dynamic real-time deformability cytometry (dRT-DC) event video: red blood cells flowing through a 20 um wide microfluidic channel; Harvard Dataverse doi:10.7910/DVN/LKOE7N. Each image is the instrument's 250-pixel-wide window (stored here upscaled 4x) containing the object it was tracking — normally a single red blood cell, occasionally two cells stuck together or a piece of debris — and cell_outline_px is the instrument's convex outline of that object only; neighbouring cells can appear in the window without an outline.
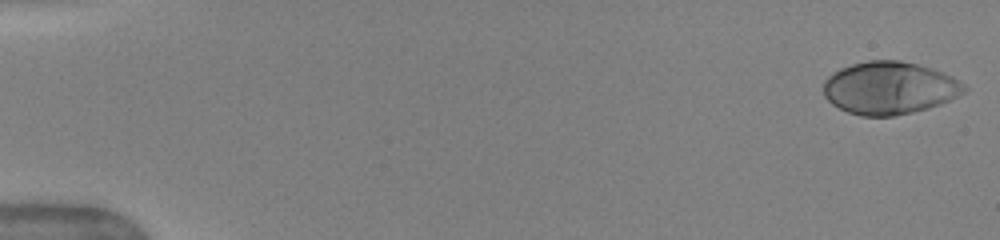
{"species": "human", "species_latin": "Homo sapiens", "temperature_condition": "warm", "stored_images_in_passage": 50, "camera_frame_rate_fps": 3000, "um_per_image_px": 0.085, "donor": {"sex": "female"}, "frame": {"image": 1, "passage_image": 1, "time_ms": 0.0, "image_size_px": [1000, 240], "cell_outline_px": [[968, 88], [964, 92], [940, 104], [928, 108], [912, 112], [892, 116], [860, 116], [848, 112], [832, 104], [824, 96], [824, 80], [828, 76], [840, 68], [852, 64], [868, 60], [900, 60], [932, 68], [952, 76], [960, 80]], "centroid_in_image_um": [75.6, 7.47], "position_along_channel_um": 9.4, "area_um2": 43.12}}
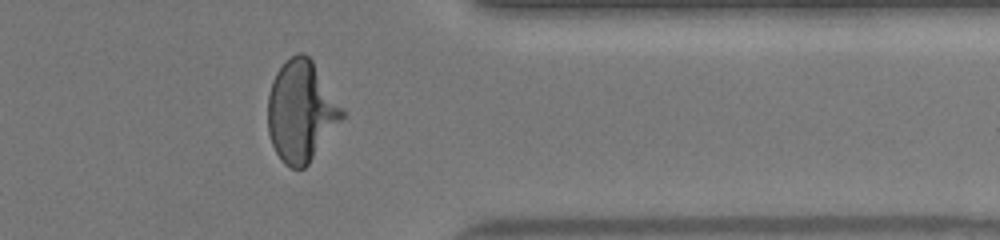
{"frame": {"image": 2, "passage_image": 41, "time_ms": 13.333, "image_size_px": [1000, 240], "cell_outline_px": [[344, 116], [308, 164], [304, 168], [292, 168], [284, 164], [280, 160], [272, 144], [268, 132], [268, 96], [272, 80], [276, 72], [292, 56], [300, 52], [304, 52], [312, 60], [344, 108]], "centroid_in_image_um": [25.59, 9.46], "position_along_channel_um": 385.8, "area_um2": 43.41}}
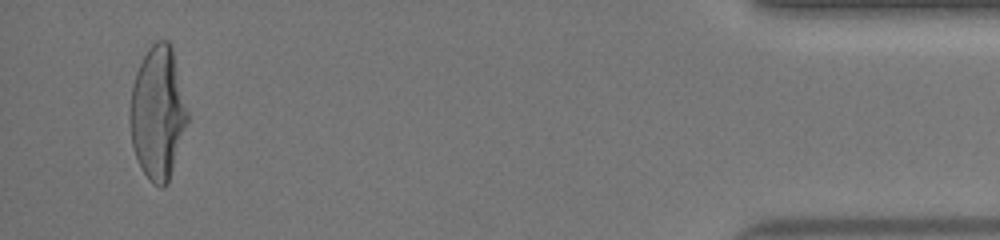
{"frame": {"image": 3, "passage_image": 48, "time_ms": 15.667, "image_size_px": [1000, 240], "cell_outline_px": [[188, 120], [168, 184], [164, 188], [160, 188], [144, 172], [136, 156], [132, 144], [128, 112], [132, 88], [136, 72], [148, 48], [156, 40], [168, 40], [172, 44], [188, 112]], "centroid_in_image_um": [13.41, 9.56], "position_along_channel_um": 421.8, "area_um2": 44.45}, "authors_computed_cell_mechanics": {"area_um2": 41.7316, "velocity_mm_per_s": 4.0666, "shape_relaxation_time_tau1_ms": 4.6085, "shape_relaxation_time_tau2_ms": null, "deformation_change_tau1": 0.2583, "deformation_change_tau2": null}}